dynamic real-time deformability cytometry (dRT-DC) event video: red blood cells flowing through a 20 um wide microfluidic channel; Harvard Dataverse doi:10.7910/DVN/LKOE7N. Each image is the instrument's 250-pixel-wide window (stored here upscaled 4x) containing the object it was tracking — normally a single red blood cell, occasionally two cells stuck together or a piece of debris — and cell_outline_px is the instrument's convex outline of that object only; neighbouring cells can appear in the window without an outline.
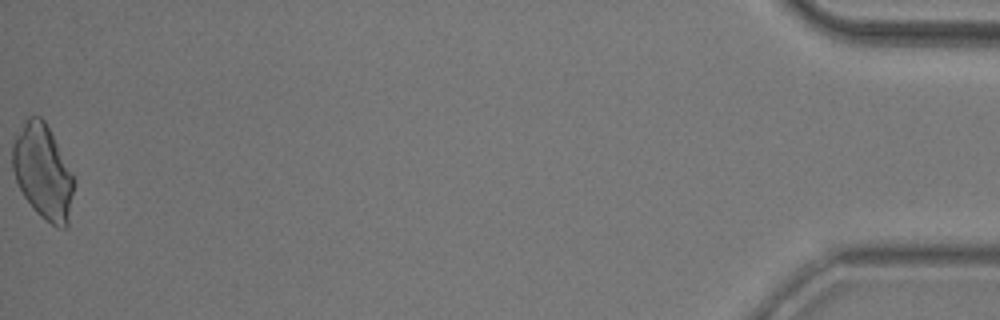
{"species": "common noctule bat (a hibernating species)", "species_latin": "Nyctalus noctula", "temperature_condition": "room temperature", "stored_images_in_passage": 52, "camera_frame_rate_fps": 3000, "um_per_image_px": 0.085, "animal": {"sex": "male", "body_mass_g": 20.5, "forearm_length_mm": 52.5}, "frame": {"image": 1, "passage_image": 52, "time_ms": 17.0, "image_size_px": [1000, 320], "cell_outline_px": [[76, 180], [68, 228], [60, 228], [52, 224], [40, 216], [36, 212], [24, 196], [16, 180], [12, 168], [12, 144], [16, 136], [28, 116], [40, 116], [44, 120]], "centroid_in_image_um": [3.67, 14.65], "position_along_channel_um": 431.5, "area_um2": 33.76}}